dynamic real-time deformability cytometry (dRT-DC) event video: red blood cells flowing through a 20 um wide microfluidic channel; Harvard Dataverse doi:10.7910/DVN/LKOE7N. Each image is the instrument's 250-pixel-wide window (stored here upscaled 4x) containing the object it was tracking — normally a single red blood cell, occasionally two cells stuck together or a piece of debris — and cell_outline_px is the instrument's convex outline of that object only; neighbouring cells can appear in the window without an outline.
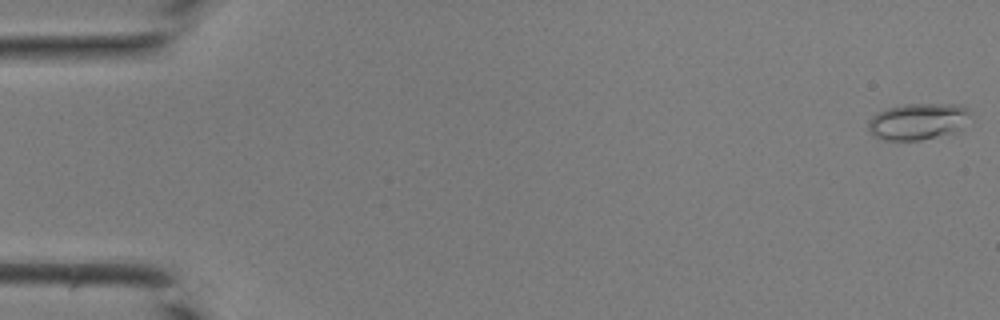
{"species": "common noctule bat (a hibernating species)", "species_latin": "Nyctalus noctula", "temperature_condition": "room temperature", "stored_images_in_passage": 7, "camera_frame_rate_fps": 3000, "um_per_image_px": 0.085, "animal": {"sex": "male", "body_mass_g": 19.0, "forearm_length_mm": 50.8}, "frame": {"image": 1, "passage_image": 1, "time_ms": 0.0, "image_size_px": [1000, 320], "cell_outline_px": [[972, 112], [964, 128], [956, 132], [920, 140], [884, 140], [868, 132], [868, 124], [872, 116], [888, 108], [904, 104], [956, 104], [968, 108]], "centroid_in_image_um": [78.08, 10.32], "position_along_channel_um": 6.9, "area_um2": 21.85}}